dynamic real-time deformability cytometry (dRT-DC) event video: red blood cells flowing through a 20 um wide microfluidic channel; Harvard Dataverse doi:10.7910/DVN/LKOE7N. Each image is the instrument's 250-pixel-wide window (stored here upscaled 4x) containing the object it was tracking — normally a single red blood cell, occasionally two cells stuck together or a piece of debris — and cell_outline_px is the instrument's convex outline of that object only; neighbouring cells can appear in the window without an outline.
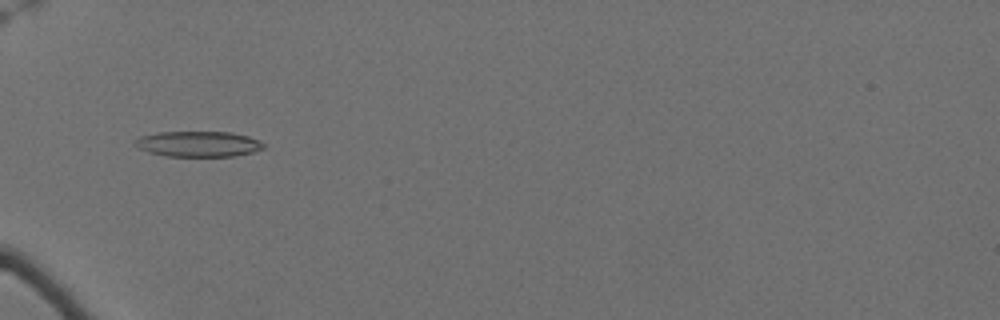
{"species": "Egyptian fruit bat (a non-hibernating species)", "species_latin": "Rousettus aegyptiacus", "temperature_condition": "cold", "stored_images_in_passage": 38, "camera_frame_rate_fps": 3000, "um_per_image_px": 0.085, "animal": {"sex": "female"}, "frame": {"image": 1, "passage_image": 1, "time_ms": 0.0, "image_size_px": [1000, 320], "cell_outline_px": [[264, 148], [252, 152], [232, 156], [164, 156], [148, 152], [136, 148], [136, 140], [140, 136], [156, 132], [232, 132], [248, 136], [260, 140], [264, 144]], "centroid_in_image_um": [16.84, 12.23], "position_along_channel_um": 68.2, "area_um2": 19.19}}
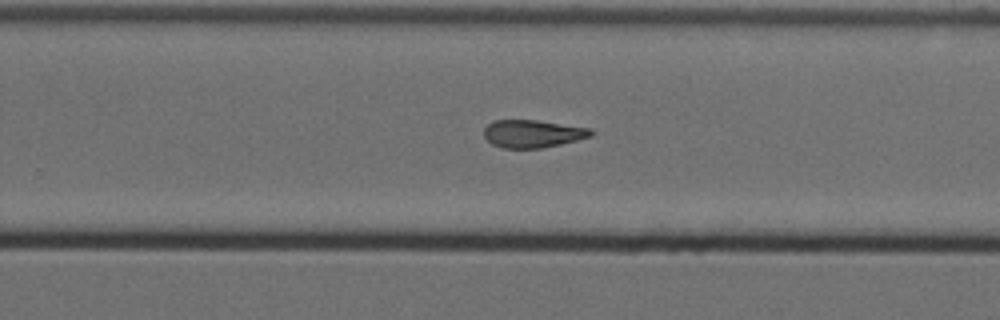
{"frame": {"image": 2, "passage_image": 20, "time_ms": 6.333, "image_size_px": [1000, 320], "cell_outline_px": [[592, 136], [560, 144], [540, 148], [500, 148], [492, 144], [484, 136], [484, 128], [492, 120], [540, 120], [592, 128]], "centroid_in_image_um": [45.27, 11.35], "position_along_channel_um": 284.5, "area_um2": 17.4}}
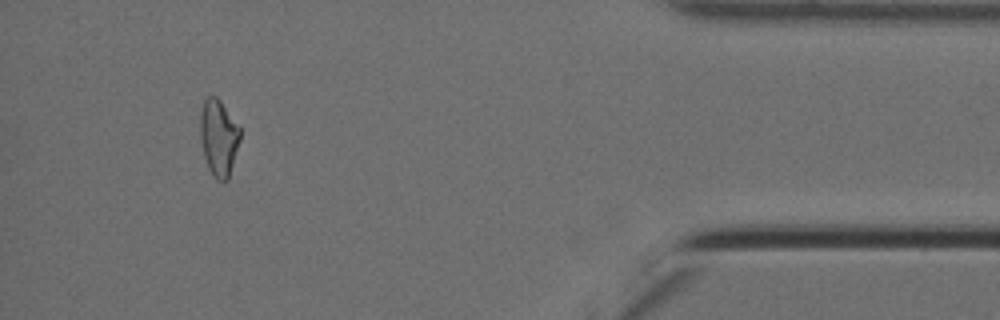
{"frame": {"image": 3, "passage_image": 35, "time_ms": 11.333, "image_size_px": [1000, 320], "cell_outline_px": [[240, 140], [228, 180], [216, 180], [208, 168], [204, 156], [200, 140], [200, 112], [204, 100], [208, 96], [216, 96], [220, 100], [240, 128]], "centroid_in_image_um": [18.57, 11.7], "position_along_channel_um": 416.6, "area_um2": 17.74}, "authors_computed_cell_mechanics": {"area_um2": 18.0336, "velocity_mm_per_s": 3.5086, "shape_relaxation_time_tau1_ms": null, "shape_relaxation_time_tau2_ms": 8.4301, "deformation_change_tau1": null, "deformation_change_tau2": 0.1652}}